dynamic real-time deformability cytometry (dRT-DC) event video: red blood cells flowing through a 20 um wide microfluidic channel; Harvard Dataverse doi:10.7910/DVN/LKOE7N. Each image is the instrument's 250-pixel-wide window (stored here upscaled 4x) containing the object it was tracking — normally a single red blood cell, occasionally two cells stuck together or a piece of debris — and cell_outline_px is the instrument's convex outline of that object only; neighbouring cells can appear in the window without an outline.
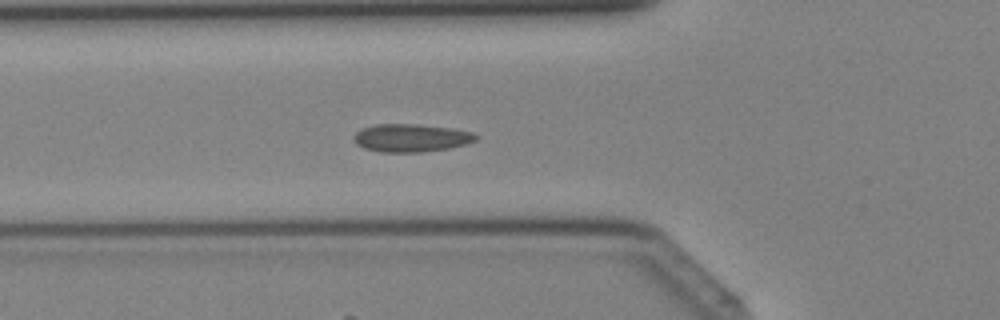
{"species": "Egyptian fruit bat (a non-hibernating species)", "species_latin": "Rousettus aegyptiacus", "temperature_condition": "cold", "stored_images_in_passage": 41, "camera_frame_rate_fps": 3000, "um_per_image_px": 0.085, "animal": {"sex": "female"}, "frame": {"image": 1, "passage_image": 14, "time_ms": 4.333, "image_size_px": [1000, 320], "cell_outline_px": [[476, 140], [464, 144], [448, 148], [420, 152], [380, 152], [364, 148], [356, 144], [352, 136], [360, 128], [376, 124], [416, 124], [448, 128], [472, 132], [476, 136]], "centroid_in_image_um": [34.86, 11.72], "position_along_channel_um": 90.9, "area_um2": 19.71}}
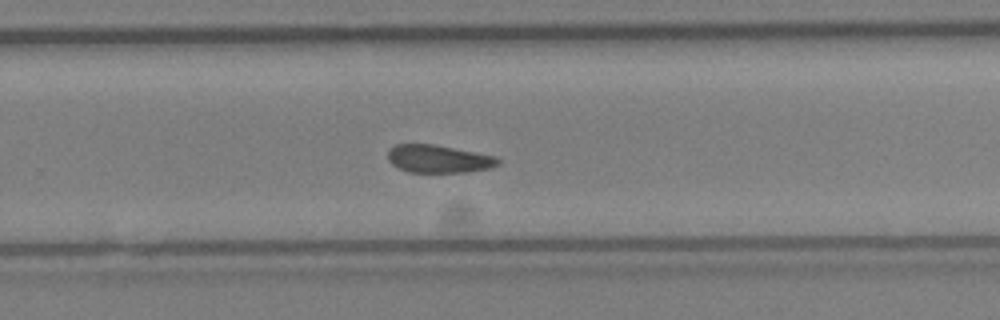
{"frame": {"image": 2, "passage_image": 26, "time_ms": 8.333, "image_size_px": [1000, 320], "cell_outline_px": [[500, 164], [492, 168], [468, 172], [408, 172], [392, 164], [388, 160], [388, 148], [396, 144], [432, 144], [496, 156], [500, 160]], "centroid_in_image_um": [37.29, 13.51], "position_along_channel_um": 292.5, "area_um2": 17.92}}
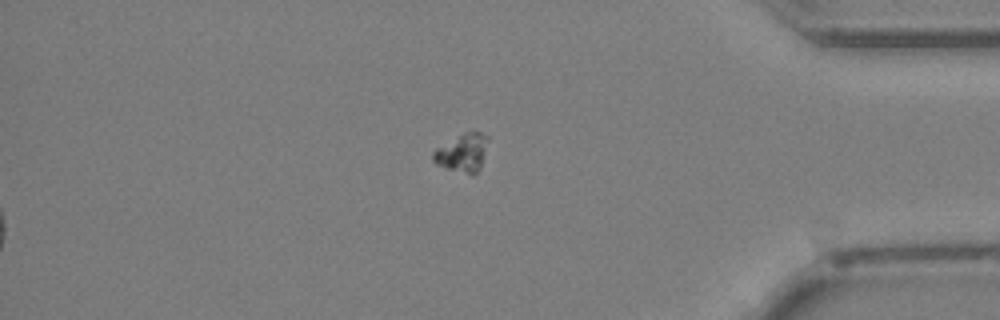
{"frame": {"image": 3, "passage_image": 41, "time_ms": 13.333, "image_size_px": [1000, 320], "cell_outline_px": [[488, 136], [480, 168], [472, 176], [436, 164], [432, 160], [432, 152], [436, 148], [472, 128]], "centroid_in_image_um": [39.3, 12.96], "position_along_channel_um": 395.9, "area_um2": 12.14}}